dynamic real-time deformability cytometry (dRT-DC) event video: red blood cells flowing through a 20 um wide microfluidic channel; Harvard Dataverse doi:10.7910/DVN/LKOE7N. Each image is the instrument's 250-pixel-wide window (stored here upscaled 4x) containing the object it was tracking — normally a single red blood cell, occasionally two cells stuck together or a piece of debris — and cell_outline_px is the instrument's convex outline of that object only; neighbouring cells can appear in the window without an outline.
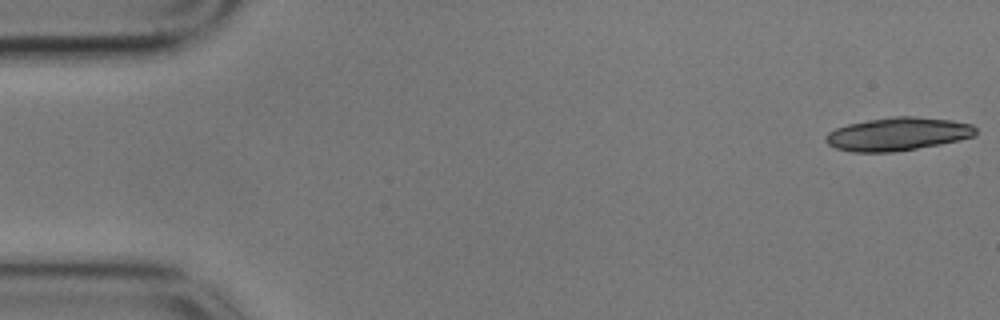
{"species": "common noctule bat (a hibernating species)", "species_latin": "Nyctalus noctula", "temperature_condition": "cold", "stored_images_in_passage": 29, "camera_frame_rate_fps": 3000, "um_per_image_px": 0.085, "animal": {"sex": "male", "body_mass_g": 17.9}, "frame": {"image": 1, "passage_image": 1, "time_ms": 0.0, "image_size_px": [1000, 320], "cell_outline_px": [[976, 136], [960, 140], [940, 144], [892, 152], [852, 152], [836, 148], [828, 144], [824, 140], [824, 136], [828, 132], [836, 128], [848, 124], [868, 120], [892, 116], [916, 116], [952, 120], [972, 124], [976, 128]], "centroid_in_image_um": [76.31, 11.39], "position_along_channel_um": 8.7, "area_um2": 29.13}}